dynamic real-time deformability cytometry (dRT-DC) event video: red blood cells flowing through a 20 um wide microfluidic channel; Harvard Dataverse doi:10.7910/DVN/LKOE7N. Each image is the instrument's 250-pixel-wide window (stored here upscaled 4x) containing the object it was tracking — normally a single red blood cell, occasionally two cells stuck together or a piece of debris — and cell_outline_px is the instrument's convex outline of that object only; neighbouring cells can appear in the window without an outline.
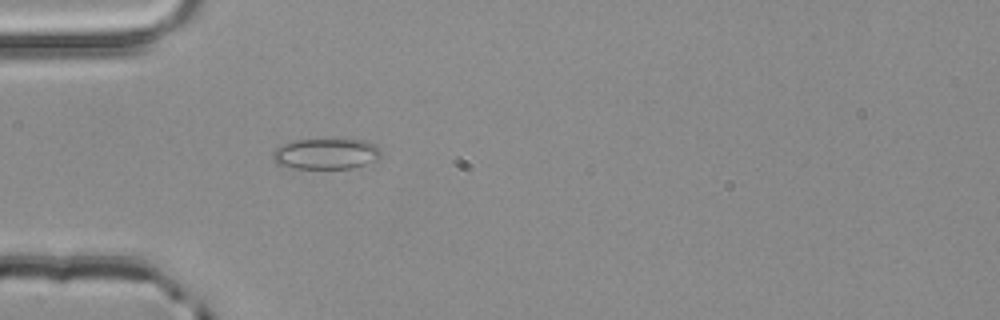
{"species": "common noctule bat (a hibernating species)", "species_latin": "Nyctalus noctula", "temperature_condition": "room temperature", "stored_images_in_passage": 3, "camera_frame_rate_fps": 3000, "um_per_image_px": 0.085, "animal": {"sex": "male", "body_mass_g": 20.4}, "frame": {"image": 1, "passage_image": 3, "time_ms": 0.667, "image_size_px": [1000, 320], "cell_outline_px": [[380, 156], [364, 164], [352, 168], [292, 168], [276, 164], [272, 160], [272, 152], [276, 148], [284, 144], [296, 140], [348, 136], [364, 140], [376, 144], [380, 152]], "centroid_in_image_um": [27.7, 13.01], "position_along_channel_um": 57.3, "area_um2": 20.11}}